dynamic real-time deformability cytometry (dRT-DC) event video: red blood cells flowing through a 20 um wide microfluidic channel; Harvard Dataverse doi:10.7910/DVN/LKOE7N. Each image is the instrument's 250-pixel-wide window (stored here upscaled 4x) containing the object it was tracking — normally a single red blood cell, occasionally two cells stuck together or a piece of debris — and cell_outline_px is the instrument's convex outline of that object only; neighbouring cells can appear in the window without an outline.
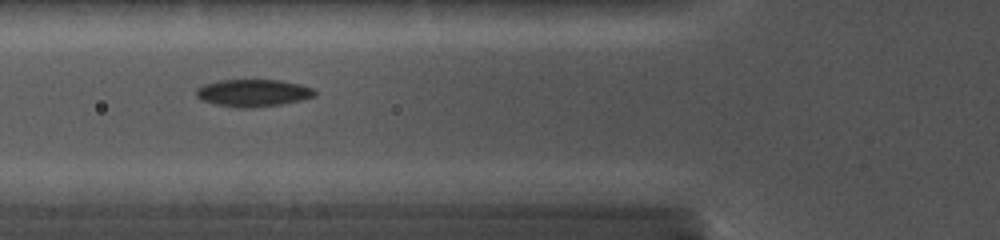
{"species": "common noctule bat (a hibernating species)", "species_latin": "Nyctalus noctula", "temperature_condition": "cold", "stored_images_in_passage": 10, "camera_frame_rate_fps": 5000, "um_per_image_px": 0.085, "animal": {"sex": "female", "body_mass_g": 19.0, "forearm_length_mm": 56.7}, "frame": {"image": 1, "passage_image": 5, "time_ms": 3.8, "image_size_px": [1000, 240], "cell_outline_px": [[316, 96], [280, 104], [216, 104], [204, 100], [196, 96], [196, 88], [204, 84], [216, 80], [280, 80], [300, 84], [312, 88], [316, 92]], "centroid_in_image_um": [21.53, 7.82], "position_along_channel_um": 104.3, "area_um2": 17.63}}
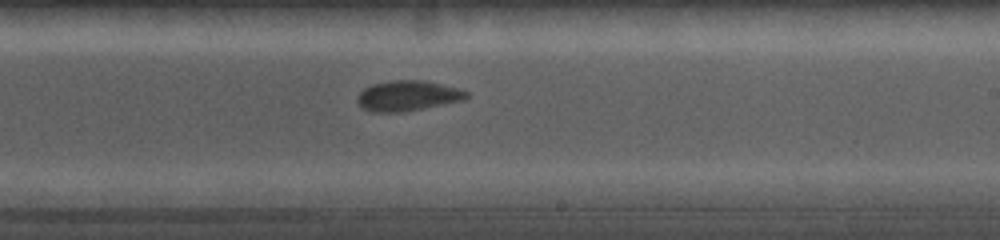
{"frame": {"image": 2, "passage_image": 10, "time_ms": 7.6, "image_size_px": [1000, 240], "cell_outline_px": [[468, 96], [464, 100], [404, 112], [372, 112], [364, 108], [356, 100], [360, 92], [364, 88], [372, 84], [388, 80], [424, 80], [456, 88], [468, 92]], "centroid_in_image_um": [34.63, 8.14], "position_along_channel_um": 254.4, "area_um2": 19.19}}